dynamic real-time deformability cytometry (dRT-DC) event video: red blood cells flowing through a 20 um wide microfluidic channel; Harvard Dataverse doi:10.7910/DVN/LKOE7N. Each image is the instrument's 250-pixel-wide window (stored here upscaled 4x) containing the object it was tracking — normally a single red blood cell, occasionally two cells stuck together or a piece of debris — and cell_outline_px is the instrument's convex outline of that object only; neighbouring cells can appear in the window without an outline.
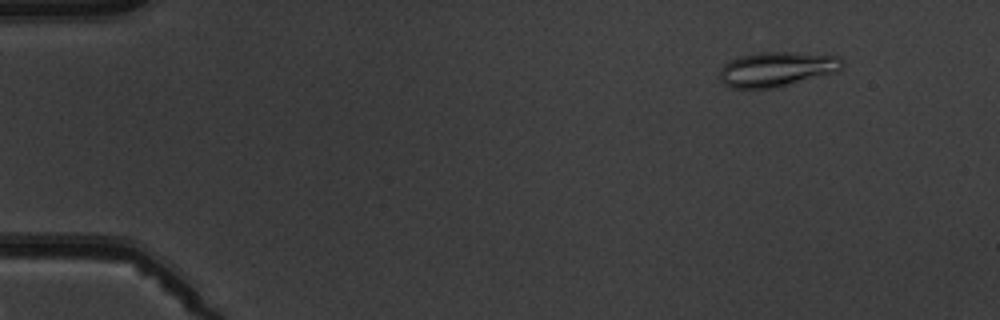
{"species": "common noctule bat (a hibernating species)", "species_latin": "Nyctalus noctula", "temperature_condition": "warm", "stored_images_in_passage": 6, "camera_frame_rate_fps": 3000, "um_per_image_px": 0.085, "animal": {"sex": "male", "body_mass_g": 19.5, "forearm_length_mm": 54.6}, "frame": {"image": 1, "passage_image": 2, "time_ms": 1.0, "image_size_px": [1000, 320], "cell_outline_px": [[844, 64], [840, 72], [768, 88], [728, 88], [720, 80], [720, 68], [728, 60], [740, 56], [756, 52], [792, 52], [840, 56]], "centroid_in_image_um": [66.02, 5.86], "position_along_channel_um": 19.0, "area_um2": 24.91}}
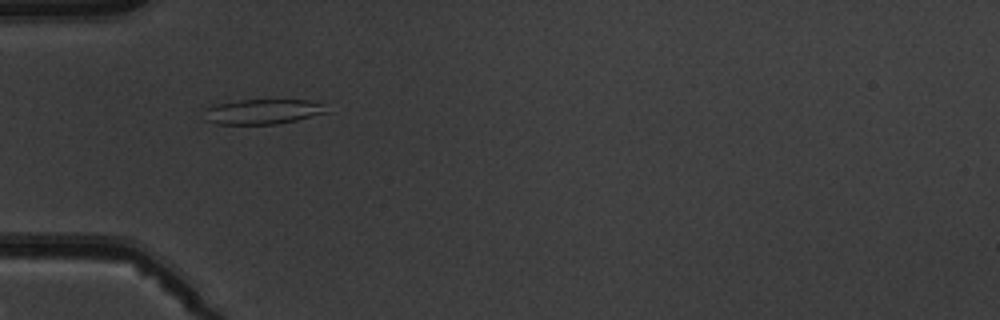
{"frame": {"image": 2, "passage_image": 5, "time_ms": 4.667, "image_size_px": [1000, 320], "cell_outline_px": [[328, 112], [296, 120], [276, 124], [216, 124], [204, 120], [204, 108], [216, 104], [240, 100], [308, 100], [320, 104]], "centroid_in_image_um": [22.23, 9.49], "position_along_channel_um": 62.8, "area_um2": 17.69}}
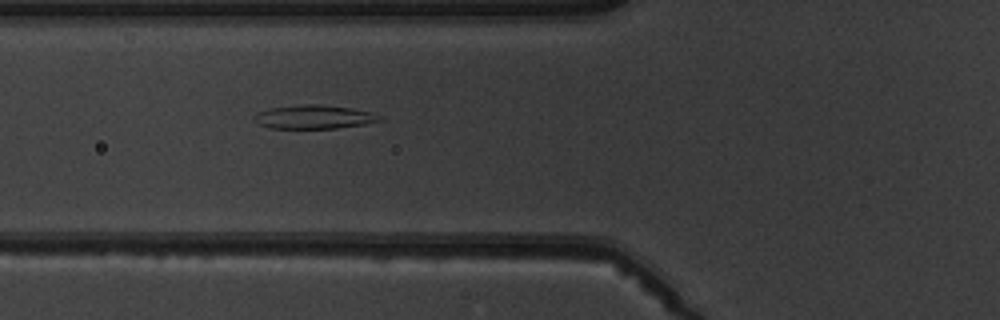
{"frame": {"image": 3, "passage_image": 6, "time_ms": 5.667, "image_size_px": [1000, 320], "cell_outline_px": [[384, 120], [364, 124], [336, 128], [268, 128], [260, 124], [252, 116], [268, 108], [300, 104], [320, 104], [352, 108], [372, 112], [380, 116]], "centroid_in_image_um": [26.71, 9.93], "position_along_channel_um": 99.1, "area_um2": 17.34}}